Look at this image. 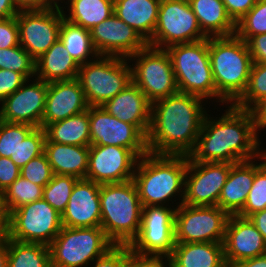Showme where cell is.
Here are the masks:
<instances>
[{
  "label": "cell",
  "instance_id": "obj_29",
  "mask_svg": "<svg viewBox=\"0 0 266 267\" xmlns=\"http://www.w3.org/2000/svg\"><path fill=\"white\" fill-rule=\"evenodd\" d=\"M202 32L207 37L231 36L236 24L228 16L222 0H188Z\"/></svg>",
  "mask_w": 266,
  "mask_h": 267
},
{
  "label": "cell",
  "instance_id": "obj_19",
  "mask_svg": "<svg viewBox=\"0 0 266 267\" xmlns=\"http://www.w3.org/2000/svg\"><path fill=\"white\" fill-rule=\"evenodd\" d=\"M90 32L99 55L117 56L128 60L148 45L132 27L115 14L94 26Z\"/></svg>",
  "mask_w": 266,
  "mask_h": 267
},
{
  "label": "cell",
  "instance_id": "obj_5",
  "mask_svg": "<svg viewBox=\"0 0 266 267\" xmlns=\"http://www.w3.org/2000/svg\"><path fill=\"white\" fill-rule=\"evenodd\" d=\"M101 223L108 239L116 246H129L137 237L142 204L133 179L100 184Z\"/></svg>",
  "mask_w": 266,
  "mask_h": 267
},
{
  "label": "cell",
  "instance_id": "obj_25",
  "mask_svg": "<svg viewBox=\"0 0 266 267\" xmlns=\"http://www.w3.org/2000/svg\"><path fill=\"white\" fill-rule=\"evenodd\" d=\"M168 267H225L223 243H176Z\"/></svg>",
  "mask_w": 266,
  "mask_h": 267
},
{
  "label": "cell",
  "instance_id": "obj_22",
  "mask_svg": "<svg viewBox=\"0 0 266 267\" xmlns=\"http://www.w3.org/2000/svg\"><path fill=\"white\" fill-rule=\"evenodd\" d=\"M84 91L77 78L48 83L42 128L88 110Z\"/></svg>",
  "mask_w": 266,
  "mask_h": 267
},
{
  "label": "cell",
  "instance_id": "obj_21",
  "mask_svg": "<svg viewBox=\"0 0 266 267\" xmlns=\"http://www.w3.org/2000/svg\"><path fill=\"white\" fill-rule=\"evenodd\" d=\"M225 262L252 259L266 254V241L249 218L230 215L226 224Z\"/></svg>",
  "mask_w": 266,
  "mask_h": 267
},
{
  "label": "cell",
  "instance_id": "obj_24",
  "mask_svg": "<svg viewBox=\"0 0 266 267\" xmlns=\"http://www.w3.org/2000/svg\"><path fill=\"white\" fill-rule=\"evenodd\" d=\"M254 180V161H242L231 166L218 206L229 215H237L246 203Z\"/></svg>",
  "mask_w": 266,
  "mask_h": 267
},
{
  "label": "cell",
  "instance_id": "obj_11",
  "mask_svg": "<svg viewBox=\"0 0 266 267\" xmlns=\"http://www.w3.org/2000/svg\"><path fill=\"white\" fill-rule=\"evenodd\" d=\"M206 38L208 37L202 32L188 0H162L156 28L148 45L167 49L171 45Z\"/></svg>",
  "mask_w": 266,
  "mask_h": 267
},
{
  "label": "cell",
  "instance_id": "obj_1",
  "mask_svg": "<svg viewBox=\"0 0 266 267\" xmlns=\"http://www.w3.org/2000/svg\"><path fill=\"white\" fill-rule=\"evenodd\" d=\"M203 100L177 92L151 103V122L146 136L148 152L189 156L196 147L207 114L202 107Z\"/></svg>",
  "mask_w": 266,
  "mask_h": 267
},
{
  "label": "cell",
  "instance_id": "obj_44",
  "mask_svg": "<svg viewBox=\"0 0 266 267\" xmlns=\"http://www.w3.org/2000/svg\"><path fill=\"white\" fill-rule=\"evenodd\" d=\"M18 45H20V41L16 16L0 19V49H7Z\"/></svg>",
  "mask_w": 266,
  "mask_h": 267
},
{
  "label": "cell",
  "instance_id": "obj_18",
  "mask_svg": "<svg viewBox=\"0 0 266 267\" xmlns=\"http://www.w3.org/2000/svg\"><path fill=\"white\" fill-rule=\"evenodd\" d=\"M23 85L0 104V120L10 123H24L36 128L42 127L48 83L38 79Z\"/></svg>",
  "mask_w": 266,
  "mask_h": 267
},
{
  "label": "cell",
  "instance_id": "obj_26",
  "mask_svg": "<svg viewBox=\"0 0 266 267\" xmlns=\"http://www.w3.org/2000/svg\"><path fill=\"white\" fill-rule=\"evenodd\" d=\"M44 153L54 174L86 179L89 146L58 144L46 139Z\"/></svg>",
  "mask_w": 266,
  "mask_h": 267
},
{
  "label": "cell",
  "instance_id": "obj_14",
  "mask_svg": "<svg viewBox=\"0 0 266 267\" xmlns=\"http://www.w3.org/2000/svg\"><path fill=\"white\" fill-rule=\"evenodd\" d=\"M233 163L195 162L188 156L183 203L188 206H218L222 188Z\"/></svg>",
  "mask_w": 266,
  "mask_h": 267
},
{
  "label": "cell",
  "instance_id": "obj_34",
  "mask_svg": "<svg viewBox=\"0 0 266 267\" xmlns=\"http://www.w3.org/2000/svg\"><path fill=\"white\" fill-rule=\"evenodd\" d=\"M43 186L19 176L1 193L2 207L6 217L15 209L31 202L43 199Z\"/></svg>",
  "mask_w": 266,
  "mask_h": 267
},
{
  "label": "cell",
  "instance_id": "obj_55",
  "mask_svg": "<svg viewBox=\"0 0 266 267\" xmlns=\"http://www.w3.org/2000/svg\"><path fill=\"white\" fill-rule=\"evenodd\" d=\"M8 265V237L3 234L0 237V267Z\"/></svg>",
  "mask_w": 266,
  "mask_h": 267
},
{
  "label": "cell",
  "instance_id": "obj_4",
  "mask_svg": "<svg viewBox=\"0 0 266 267\" xmlns=\"http://www.w3.org/2000/svg\"><path fill=\"white\" fill-rule=\"evenodd\" d=\"M209 58L217 100L233 105L246 90L253 65L246 42L236 34L209 37Z\"/></svg>",
  "mask_w": 266,
  "mask_h": 267
},
{
  "label": "cell",
  "instance_id": "obj_13",
  "mask_svg": "<svg viewBox=\"0 0 266 267\" xmlns=\"http://www.w3.org/2000/svg\"><path fill=\"white\" fill-rule=\"evenodd\" d=\"M229 216L219 206L180 204L175 213V242L223 243Z\"/></svg>",
  "mask_w": 266,
  "mask_h": 267
},
{
  "label": "cell",
  "instance_id": "obj_40",
  "mask_svg": "<svg viewBox=\"0 0 266 267\" xmlns=\"http://www.w3.org/2000/svg\"><path fill=\"white\" fill-rule=\"evenodd\" d=\"M36 127L24 123H10L0 120V156L10 158L17 148Z\"/></svg>",
  "mask_w": 266,
  "mask_h": 267
},
{
  "label": "cell",
  "instance_id": "obj_3",
  "mask_svg": "<svg viewBox=\"0 0 266 267\" xmlns=\"http://www.w3.org/2000/svg\"><path fill=\"white\" fill-rule=\"evenodd\" d=\"M187 167L188 156L185 155H159L148 152L139 158L133 181L142 206H165L166 201H170L177 193L182 197L179 205L182 204Z\"/></svg>",
  "mask_w": 266,
  "mask_h": 267
},
{
  "label": "cell",
  "instance_id": "obj_2",
  "mask_svg": "<svg viewBox=\"0 0 266 267\" xmlns=\"http://www.w3.org/2000/svg\"><path fill=\"white\" fill-rule=\"evenodd\" d=\"M228 108L217 120L205 115L196 147L189 155L193 161L235 164L259 159L264 153L251 112L232 104Z\"/></svg>",
  "mask_w": 266,
  "mask_h": 267
},
{
  "label": "cell",
  "instance_id": "obj_36",
  "mask_svg": "<svg viewBox=\"0 0 266 267\" xmlns=\"http://www.w3.org/2000/svg\"><path fill=\"white\" fill-rule=\"evenodd\" d=\"M78 180L74 176L54 174L43 188V199L62 215Z\"/></svg>",
  "mask_w": 266,
  "mask_h": 267
},
{
  "label": "cell",
  "instance_id": "obj_43",
  "mask_svg": "<svg viewBox=\"0 0 266 267\" xmlns=\"http://www.w3.org/2000/svg\"><path fill=\"white\" fill-rule=\"evenodd\" d=\"M129 246H114L105 255L96 259L94 267H125L131 255Z\"/></svg>",
  "mask_w": 266,
  "mask_h": 267
},
{
  "label": "cell",
  "instance_id": "obj_53",
  "mask_svg": "<svg viewBox=\"0 0 266 267\" xmlns=\"http://www.w3.org/2000/svg\"><path fill=\"white\" fill-rule=\"evenodd\" d=\"M258 231L262 234V237L266 241V209L253 213L248 217Z\"/></svg>",
  "mask_w": 266,
  "mask_h": 267
},
{
  "label": "cell",
  "instance_id": "obj_30",
  "mask_svg": "<svg viewBox=\"0 0 266 267\" xmlns=\"http://www.w3.org/2000/svg\"><path fill=\"white\" fill-rule=\"evenodd\" d=\"M48 141L58 144L90 146L89 107L88 110L70 116L44 127Z\"/></svg>",
  "mask_w": 266,
  "mask_h": 267
},
{
  "label": "cell",
  "instance_id": "obj_16",
  "mask_svg": "<svg viewBox=\"0 0 266 267\" xmlns=\"http://www.w3.org/2000/svg\"><path fill=\"white\" fill-rule=\"evenodd\" d=\"M91 145H114L132 150L139 158L148 153L146 136L133 124L110 115L101 106H89Z\"/></svg>",
  "mask_w": 266,
  "mask_h": 267
},
{
  "label": "cell",
  "instance_id": "obj_38",
  "mask_svg": "<svg viewBox=\"0 0 266 267\" xmlns=\"http://www.w3.org/2000/svg\"><path fill=\"white\" fill-rule=\"evenodd\" d=\"M34 58L21 46L0 49V69L16 71L26 79L35 75Z\"/></svg>",
  "mask_w": 266,
  "mask_h": 267
},
{
  "label": "cell",
  "instance_id": "obj_6",
  "mask_svg": "<svg viewBox=\"0 0 266 267\" xmlns=\"http://www.w3.org/2000/svg\"><path fill=\"white\" fill-rule=\"evenodd\" d=\"M166 50L179 92L203 99L216 97L209 58V37L197 42L171 45Z\"/></svg>",
  "mask_w": 266,
  "mask_h": 267
},
{
  "label": "cell",
  "instance_id": "obj_35",
  "mask_svg": "<svg viewBox=\"0 0 266 267\" xmlns=\"http://www.w3.org/2000/svg\"><path fill=\"white\" fill-rule=\"evenodd\" d=\"M262 163L255 164L254 180L244 208L237 214L248 218L255 212L266 209V151L260 156Z\"/></svg>",
  "mask_w": 266,
  "mask_h": 267
},
{
  "label": "cell",
  "instance_id": "obj_9",
  "mask_svg": "<svg viewBox=\"0 0 266 267\" xmlns=\"http://www.w3.org/2000/svg\"><path fill=\"white\" fill-rule=\"evenodd\" d=\"M61 229V214L40 199L13 210L6 217L5 235L12 240L49 246Z\"/></svg>",
  "mask_w": 266,
  "mask_h": 267
},
{
  "label": "cell",
  "instance_id": "obj_15",
  "mask_svg": "<svg viewBox=\"0 0 266 267\" xmlns=\"http://www.w3.org/2000/svg\"><path fill=\"white\" fill-rule=\"evenodd\" d=\"M64 10H20L16 16L20 45L37 60L59 40Z\"/></svg>",
  "mask_w": 266,
  "mask_h": 267
},
{
  "label": "cell",
  "instance_id": "obj_52",
  "mask_svg": "<svg viewBox=\"0 0 266 267\" xmlns=\"http://www.w3.org/2000/svg\"><path fill=\"white\" fill-rule=\"evenodd\" d=\"M18 13L15 0H0V19L15 17Z\"/></svg>",
  "mask_w": 266,
  "mask_h": 267
},
{
  "label": "cell",
  "instance_id": "obj_39",
  "mask_svg": "<svg viewBox=\"0 0 266 267\" xmlns=\"http://www.w3.org/2000/svg\"><path fill=\"white\" fill-rule=\"evenodd\" d=\"M235 34L245 42L258 34H266V0H257L250 11L236 23Z\"/></svg>",
  "mask_w": 266,
  "mask_h": 267
},
{
  "label": "cell",
  "instance_id": "obj_50",
  "mask_svg": "<svg viewBox=\"0 0 266 267\" xmlns=\"http://www.w3.org/2000/svg\"><path fill=\"white\" fill-rule=\"evenodd\" d=\"M249 111L257 131L266 127V97L258 101Z\"/></svg>",
  "mask_w": 266,
  "mask_h": 267
},
{
  "label": "cell",
  "instance_id": "obj_8",
  "mask_svg": "<svg viewBox=\"0 0 266 267\" xmlns=\"http://www.w3.org/2000/svg\"><path fill=\"white\" fill-rule=\"evenodd\" d=\"M126 59L99 55L80 65L77 79L89 106H102L132 82L131 65Z\"/></svg>",
  "mask_w": 266,
  "mask_h": 267
},
{
  "label": "cell",
  "instance_id": "obj_51",
  "mask_svg": "<svg viewBox=\"0 0 266 267\" xmlns=\"http://www.w3.org/2000/svg\"><path fill=\"white\" fill-rule=\"evenodd\" d=\"M225 267H266V254L254 257L252 259L226 262Z\"/></svg>",
  "mask_w": 266,
  "mask_h": 267
},
{
  "label": "cell",
  "instance_id": "obj_54",
  "mask_svg": "<svg viewBox=\"0 0 266 267\" xmlns=\"http://www.w3.org/2000/svg\"><path fill=\"white\" fill-rule=\"evenodd\" d=\"M15 3L19 11L43 9V0H15Z\"/></svg>",
  "mask_w": 266,
  "mask_h": 267
},
{
  "label": "cell",
  "instance_id": "obj_7",
  "mask_svg": "<svg viewBox=\"0 0 266 267\" xmlns=\"http://www.w3.org/2000/svg\"><path fill=\"white\" fill-rule=\"evenodd\" d=\"M115 245L99 227L62 229L48 246L51 267H82L105 255Z\"/></svg>",
  "mask_w": 266,
  "mask_h": 267
},
{
  "label": "cell",
  "instance_id": "obj_27",
  "mask_svg": "<svg viewBox=\"0 0 266 267\" xmlns=\"http://www.w3.org/2000/svg\"><path fill=\"white\" fill-rule=\"evenodd\" d=\"M160 0H114V14L147 43L156 28Z\"/></svg>",
  "mask_w": 266,
  "mask_h": 267
},
{
  "label": "cell",
  "instance_id": "obj_45",
  "mask_svg": "<svg viewBox=\"0 0 266 267\" xmlns=\"http://www.w3.org/2000/svg\"><path fill=\"white\" fill-rule=\"evenodd\" d=\"M26 80L16 71L0 69V102L17 91Z\"/></svg>",
  "mask_w": 266,
  "mask_h": 267
},
{
  "label": "cell",
  "instance_id": "obj_42",
  "mask_svg": "<svg viewBox=\"0 0 266 267\" xmlns=\"http://www.w3.org/2000/svg\"><path fill=\"white\" fill-rule=\"evenodd\" d=\"M53 175L45 153L33 158L20 169V176L43 187L53 178Z\"/></svg>",
  "mask_w": 266,
  "mask_h": 267
},
{
  "label": "cell",
  "instance_id": "obj_31",
  "mask_svg": "<svg viewBox=\"0 0 266 267\" xmlns=\"http://www.w3.org/2000/svg\"><path fill=\"white\" fill-rule=\"evenodd\" d=\"M69 16L63 17L69 22L91 30L94 26L114 14V0H69Z\"/></svg>",
  "mask_w": 266,
  "mask_h": 267
},
{
  "label": "cell",
  "instance_id": "obj_56",
  "mask_svg": "<svg viewBox=\"0 0 266 267\" xmlns=\"http://www.w3.org/2000/svg\"><path fill=\"white\" fill-rule=\"evenodd\" d=\"M59 0H43V9H57L62 10L57 2Z\"/></svg>",
  "mask_w": 266,
  "mask_h": 267
},
{
  "label": "cell",
  "instance_id": "obj_32",
  "mask_svg": "<svg viewBox=\"0 0 266 267\" xmlns=\"http://www.w3.org/2000/svg\"><path fill=\"white\" fill-rule=\"evenodd\" d=\"M59 40L63 43L69 55L79 65L89 62L88 57L91 54L92 59L93 57H99V54L93 45L90 30L75 25L65 18L61 21Z\"/></svg>",
  "mask_w": 266,
  "mask_h": 267
},
{
  "label": "cell",
  "instance_id": "obj_12",
  "mask_svg": "<svg viewBox=\"0 0 266 267\" xmlns=\"http://www.w3.org/2000/svg\"><path fill=\"white\" fill-rule=\"evenodd\" d=\"M176 208L148 206L142 208L140 230L129 245L131 253L138 256L168 258L176 244Z\"/></svg>",
  "mask_w": 266,
  "mask_h": 267
},
{
  "label": "cell",
  "instance_id": "obj_48",
  "mask_svg": "<svg viewBox=\"0 0 266 267\" xmlns=\"http://www.w3.org/2000/svg\"><path fill=\"white\" fill-rule=\"evenodd\" d=\"M246 44L253 63H266V34L250 37Z\"/></svg>",
  "mask_w": 266,
  "mask_h": 267
},
{
  "label": "cell",
  "instance_id": "obj_10",
  "mask_svg": "<svg viewBox=\"0 0 266 267\" xmlns=\"http://www.w3.org/2000/svg\"><path fill=\"white\" fill-rule=\"evenodd\" d=\"M129 58L136 60L131 67L132 81L151 103L179 92L166 49L147 45Z\"/></svg>",
  "mask_w": 266,
  "mask_h": 267
},
{
  "label": "cell",
  "instance_id": "obj_28",
  "mask_svg": "<svg viewBox=\"0 0 266 267\" xmlns=\"http://www.w3.org/2000/svg\"><path fill=\"white\" fill-rule=\"evenodd\" d=\"M35 61V75L47 83L75 79L80 68L60 40Z\"/></svg>",
  "mask_w": 266,
  "mask_h": 267
},
{
  "label": "cell",
  "instance_id": "obj_57",
  "mask_svg": "<svg viewBox=\"0 0 266 267\" xmlns=\"http://www.w3.org/2000/svg\"><path fill=\"white\" fill-rule=\"evenodd\" d=\"M0 224H6V214L2 207L1 193H0Z\"/></svg>",
  "mask_w": 266,
  "mask_h": 267
},
{
  "label": "cell",
  "instance_id": "obj_58",
  "mask_svg": "<svg viewBox=\"0 0 266 267\" xmlns=\"http://www.w3.org/2000/svg\"><path fill=\"white\" fill-rule=\"evenodd\" d=\"M6 224H0V237L5 234Z\"/></svg>",
  "mask_w": 266,
  "mask_h": 267
},
{
  "label": "cell",
  "instance_id": "obj_47",
  "mask_svg": "<svg viewBox=\"0 0 266 267\" xmlns=\"http://www.w3.org/2000/svg\"><path fill=\"white\" fill-rule=\"evenodd\" d=\"M228 16L236 24L256 4L257 0H222Z\"/></svg>",
  "mask_w": 266,
  "mask_h": 267
},
{
  "label": "cell",
  "instance_id": "obj_41",
  "mask_svg": "<svg viewBox=\"0 0 266 267\" xmlns=\"http://www.w3.org/2000/svg\"><path fill=\"white\" fill-rule=\"evenodd\" d=\"M45 131L44 128H35L17 148V153L12 154L10 159L19 167L22 168L33 158L44 153L45 145Z\"/></svg>",
  "mask_w": 266,
  "mask_h": 267
},
{
  "label": "cell",
  "instance_id": "obj_17",
  "mask_svg": "<svg viewBox=\"0 0 266 267\" xmlns=\"http://www.w3.org/2000/svg\"><path fill=\"white\" fill-rule=\"evenodd\" d=\"M139 157L130 149L114 145H90L86 179L98 184L133 179Z\"/></svg>",
  "mask_w": 266,
  "mask_h": 267
},
{
  "label": "cell",
  "instance_id": "obj_46",
  "mask_svg": "<svg viewBox=\"0 0 266 267\" xmlns=\"http://www.w3.org/2000/svg\"><path fill=\"white\" fill-rule=\"evenodd\" d=\"M20 169L10 158L0 156V193L20 176Z\"/></svg>",
  "mask_w": 266,
  "mask_h": 267
},
{
  "label": "cell",
  "instance_id": "obj_33",
  "mask_svg": "<svg viewBox=\"0 0 266 267\" xmlns=\"http://www.w3.org/2000/svg\"><path fill=\"white\" fill-rule=\"evenodd\" d=\"M7 267H51L48 245L8 238Z\"/></svg>",
  "mask_w": 266,
  "mask_h": 267
},
{
  "label": "cell",
  "instance_id": "obj_20",
  "mask_svg": "<svg viewBox=\"0 0 266 267\" xmlns=\"http://www.w3.org/2000/svg\"><path fill=\"white\" fill-rule=\"evenodd\" d=\"M61 222L62 226L68 228L99 227L101 223L100 184L79 179L61 215Z\"/></svg>",
  "mask_w": 266,
  "mask_h": 267
},
{
  "label": "cell",
  "instance_id": "obj_49",
  "mask_svg": "<svg viewBox=\"0 0 266 267\" xmlns=\"http://www.w3.org/2000/svg\"><path fill=\"white\" fill-rule=\"evenodd\" d=\"M163 259L166 261L164 257L138 256L132 253L125 267H167L168 259L167 262H164Z\"/></svg>",
  "mask_w": 266,
  "mask_h": 267
},
{
  "label": "cell",
  "instance_id": "obj_23",
  "mask_svg": "<svg viewBox=\"0 0 266 267\" xmlns=\"http://www.w3.org/2000/svg\"><path fill=\"white\" fill-rule=\"evenodd\" d=\"M101 107L119 120L135 125L147 136L151 122V102L133 81Z\"/></svg>",
  "mask_w": 266,
  "mask_h": 267
},
{
  "label": "cell",
  "instance_id": "obj_37",
  "mask_svg": "<svg viewBox=\"0 0 266 267\" xmlns=\"http://www.w3.org/2000/svg\"><path fill=\"white\" fill-rule=\"evenodd\" d=\"M264 97H266V63H253L246 90L233 105L250 110Z\"/></svg>",
  "mask_w": 266,
  "mask_h": 267
}]
</instances>
